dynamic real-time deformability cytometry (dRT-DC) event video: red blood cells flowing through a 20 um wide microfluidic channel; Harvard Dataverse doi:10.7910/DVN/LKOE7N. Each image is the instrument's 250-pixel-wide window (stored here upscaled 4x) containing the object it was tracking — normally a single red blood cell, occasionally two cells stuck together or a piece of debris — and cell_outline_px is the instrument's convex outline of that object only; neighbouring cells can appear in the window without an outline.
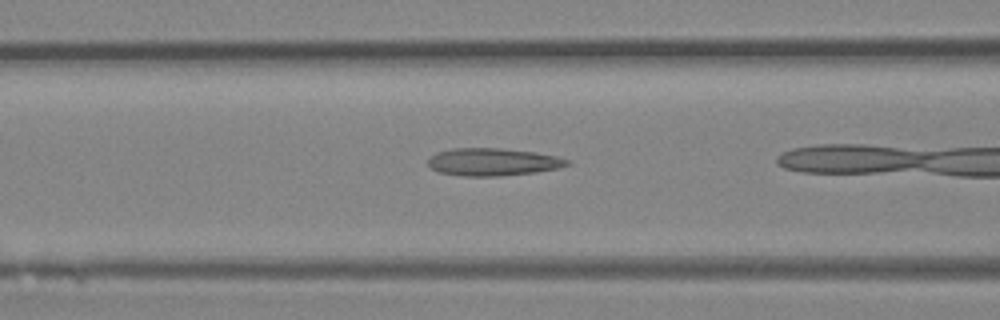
{"species": "Egyptian fruit bat (a non-hibernating species)", "species_latin": "Rousettus aegyptiacus", "temperature_condition": "room temperature", "stored_images_in_passage": 17, "camera_frame_rate_fps": 3000, "um_per_image_px": 0.085, "animal": {"sex": "female"}, "frame": {"image": 1, "passage_image": 15, "time_ms": 4.667, "image_size_px": [1000, 320], "cell_outline_px": [[572, 164], [556, 168], [536, 172], [500, 176], [464, 176], [440, 172], [432, 168], [428, 164], [428, 160], [436, 152], [452, 148], [500, 148], [536, 152], [556, 156], [572, 160]], "centroid_in_image_um": [41.93, 13.76], "position_along_channel_um": 124.7, "area_um2": 22.37}}